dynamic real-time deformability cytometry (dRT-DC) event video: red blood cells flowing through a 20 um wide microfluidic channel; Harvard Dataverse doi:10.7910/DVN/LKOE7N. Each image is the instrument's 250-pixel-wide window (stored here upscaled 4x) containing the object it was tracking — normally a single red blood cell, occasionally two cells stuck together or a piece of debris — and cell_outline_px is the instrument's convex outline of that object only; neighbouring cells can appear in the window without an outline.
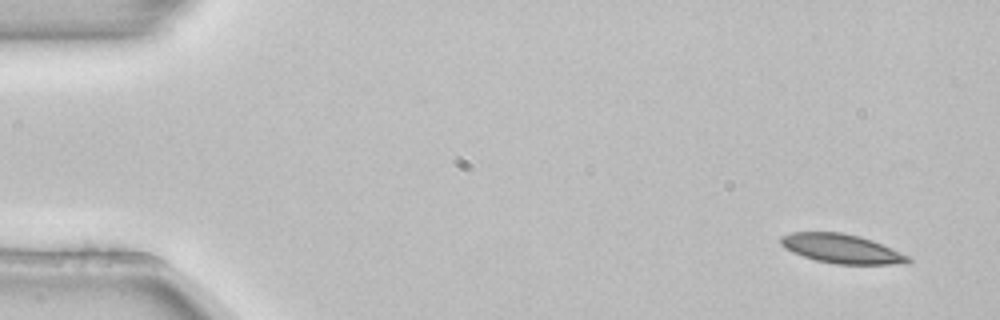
{"species": "common noctule bat (a hibernating species)", "species_latin": "Nyctalus noctula", "temperature_condition": "room temperature", "stored_images_in_passage": 3, "segment_of_instrument_passage": [2, 2], "camera_frame_rate_fps": 3000, "um_per_image_px": 0.085, "animal": {"sex": "female", "body_mass_g": 22.7, "forearm_length_mm": 54.2}, "frame": {"image": 1, "passage_image": 3, "time_ms": 0.667, "image_size_px": [1000, 320], "cell_outline_px": [[912, 260], [908, 264], [836, 264], [816, 260], [792, 252], [784, 248], [780, 244], [780, 236], [792, 232], [840, 232], [860, 236], [872, 240], [912, 256]], "centroid_in_image_um": [71.58, 21.14], "position_along_channel_um": 13.4, "area_um2": 21.85}}